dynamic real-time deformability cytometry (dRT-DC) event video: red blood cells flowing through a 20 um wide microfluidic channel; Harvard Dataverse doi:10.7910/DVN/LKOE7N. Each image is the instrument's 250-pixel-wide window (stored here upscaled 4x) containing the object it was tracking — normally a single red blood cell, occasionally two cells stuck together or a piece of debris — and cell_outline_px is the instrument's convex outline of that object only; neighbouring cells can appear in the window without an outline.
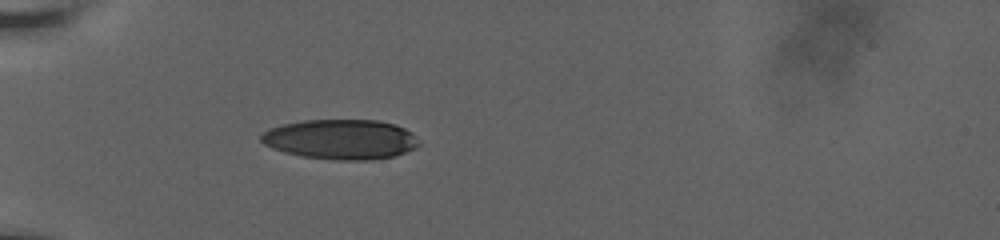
{"species": "human", "species_latin": "Homo sapiens", "temperature_condition": "room temperature", "stored_images_in_passage": 38, "camera_frame_rate_fps": 3000, "um_per_image_px": 0.085, "donor": {"sex": "male"}, "frame": {"image": 1, "passage_image": 1, "time_ms": 0.0, "image_size_px": [1000, 240], "cell_outline_px": [[420, 144], [404, 152], [392, 156], [368, 160], [336, 160], [304, 156], [284, 152], [272, 148], [264, 144], [260, 140], [260, 136], [268, 128], [284, 124], [304, 120], [376, 120], [396, 124], [412, 132]], "centroid_in_image_um": [28.94, 11.83], "position_along_channel_um": 56.1, "area_um2": 36.53}}
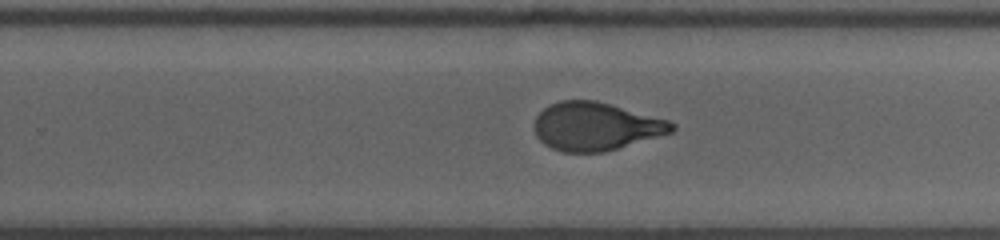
{"frame": {"image": 2, "passage_image": 20, "time_ms": 6.333, "image_size_px": [1000, 240], "cell_outline_px": [[676, 128], [672, 132], [604, 152], [564, 152], [552, 148], [544, 144], [536, 136], [536, 116], [548, 104], [560, 100], [596, 100], [668, 120], [676, 124]], "centroid_in_image_um": [50.63, 10.73], "position_along_channel_um": 279.2, "area_um2": 38.32}}
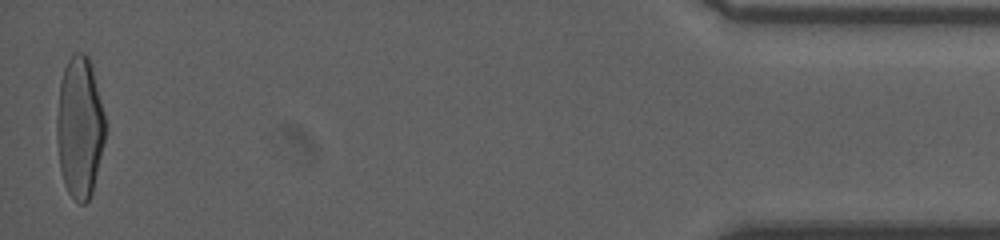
{"frame": {"image": 3, "passage_image": 38, "time_ms": 12.333, "image_size_px": [1000, 240], "cell_outline_px": [[104, 140], [92, 192], [88, 200], [84, 204], [80, 204], [68, 192], [64, 184], [60, 168], [56, 140], [56, 116], [60, 80], [64, 68], [68, 60], [76, 52], [84, 52], [88, 56], [92, 68], [104, 116]], "centroid_in_image_um": [6.73, 10.82], "position_along_channel_um": 428.5, "area_um2": 39.54}, "authors_computed_cell_mechanics": {"area_um2": 39.3907, "velocity_mm_per_s": 3.8198, "shape_relaxation_time_tau1_ms": 5.7608, "shape_relaxation_time_tau2_ms": 0.8084, "deformation_change_tau1": 0.2155, "deformation_change_tau2": 0.0709}}